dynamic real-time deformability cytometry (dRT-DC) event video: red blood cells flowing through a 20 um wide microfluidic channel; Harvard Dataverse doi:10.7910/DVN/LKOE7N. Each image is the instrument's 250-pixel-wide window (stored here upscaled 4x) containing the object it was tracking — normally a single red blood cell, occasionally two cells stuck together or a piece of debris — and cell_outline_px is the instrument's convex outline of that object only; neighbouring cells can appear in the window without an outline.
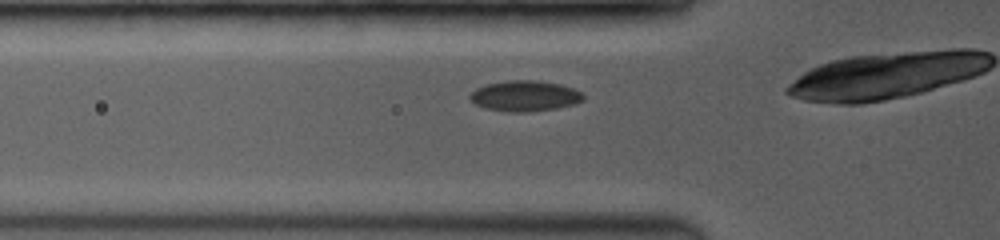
{"species": "common noctule bat (a hibernating species)", "species_latin": "Nyctalus noctula", "temperature_condition": "room temperature", "stored_images_in_passage": 5, "camera_frame_rate_fps": 3500, "um_per_image_px": 0.085, "animal": {"sex": "female", "body_mass_g": 19.0, "forearm_length_mm": 53.3}, "frame": {"image": 1, "passage_image": 3, "time_ms": 0.857, "image_size_px": [1000, 240], "cell_outline_px": [[584, 100], [576, 104], [556, 108], [528, 112], [504, 112], [484, 108], [476, 104], [468, 96], [476, 88], [484, 84], [508, 80], [536, 80], [560, 84], [572, 88], [580, 92], [584, 96]], "centroid_in_image_um": [44.6, 8.16], "position_along_channel_um": 81.2, "area_um2": 20.4}}